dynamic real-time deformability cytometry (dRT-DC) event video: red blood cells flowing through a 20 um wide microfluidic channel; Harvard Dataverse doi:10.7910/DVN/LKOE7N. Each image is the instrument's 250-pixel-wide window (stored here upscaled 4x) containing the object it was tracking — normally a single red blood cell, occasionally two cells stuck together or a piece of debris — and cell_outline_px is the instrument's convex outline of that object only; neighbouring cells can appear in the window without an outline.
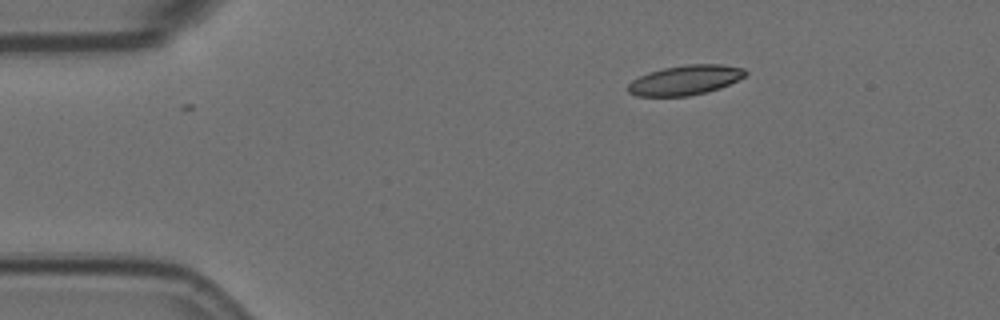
{"species": "Egyptian fruit bat (a non-hibernating species)", "species_latin": "Rousettus aegyptiacus", "temperature_condition": "room temperature", "stored_images_in_passage": 48, "camera_frame_rate_fps": 3000, "um_per_image_px": 0.085, "animal": {"sex": "female"}, "frame": {"image": 1, "passage_image": 1, "time_ms": 0.0, "image_size_px": [1000, 320], "cell_outline_px": [[748, 72], [744, 76], [720, 88], [688, 96], [636, 96], [628, 92], [628, 84], [632, 80], [648, 72], [664, 68], [688, 64], [720, 64], [744, 68]], "centroid_in_image_um": [58.22, 6.8], "position_along_channel_um": 26.8, "area_um2": 20.17}}
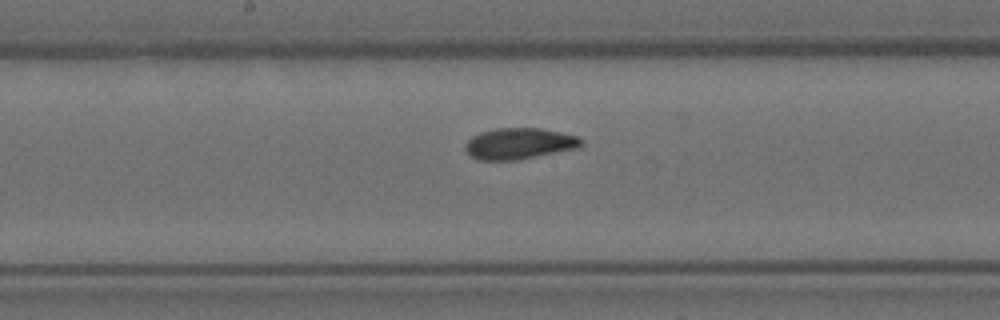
{"frame": {"image": 2, "passage_image": 21, "time_ms": 6.667, "image_size_px": [1000, 320], "cell_outline_px": [[584, 144], [576, 148], [516, 160], [480, 160], [472, 156], [464, 148], [464, 144], [472, 136], [480, 132], [496, 128], [540, 128], [580, 136], [584, 140]], "centroid_in_image_um": [44.14, 12.19], "position_along_channel_um": 204.1, "area_um2": 21.04}}
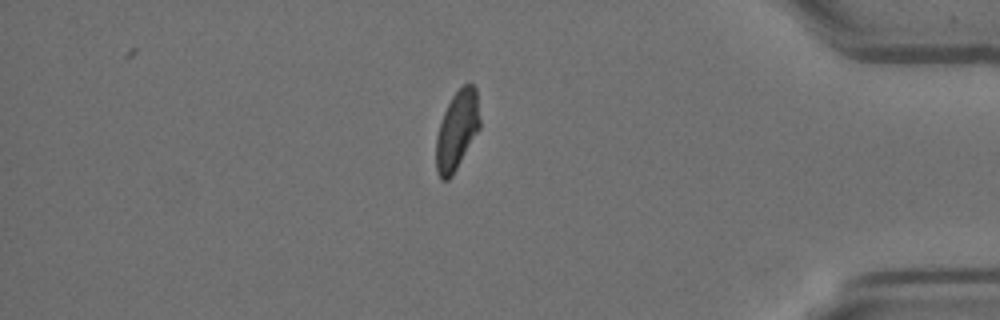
{"frame": {"image": 3, "passage_image": 40, "time_ms": 13.0, "image_size_px": [1000, 320], "cell_outline_px": [[480, 128], [452, 176], [448, 180], [440, 180], [436, 172], [436, 136], [444, 112], [452, 96], [464, 84], [472, 84], [476, 88], [480, 120]], "centroid_in_image_um": [38.84, 11.1], "position_along_channel_um": 396.4, "area_um2": 20.06}}